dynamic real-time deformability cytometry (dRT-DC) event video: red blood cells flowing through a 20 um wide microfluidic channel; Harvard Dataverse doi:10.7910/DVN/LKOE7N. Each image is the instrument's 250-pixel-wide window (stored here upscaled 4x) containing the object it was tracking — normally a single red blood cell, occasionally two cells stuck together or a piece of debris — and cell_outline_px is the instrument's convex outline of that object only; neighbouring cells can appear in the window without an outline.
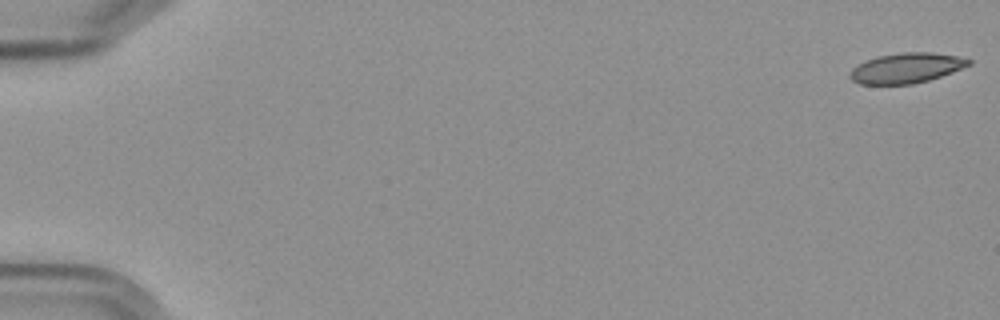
{"species": "Egyptian fruit bat (a non-hibernating species)", "species_latin": "Rousettus aegyptiacus", "temperature_condition": "cold", "stored_images_in_passage": 10, "camera_frame_rate_fps": 3000, "um_per_image_px": 0.085, "frame": {"image": 1, "passage_image": 1, "time_ms": 0.0, "image_size_px": [1000, 320], "cell_outline_px": [[972, 64], [952, 72], [928, 80], [912, 84], [860, 84], [852, 80], [848, 76], [848, 72], [856, 64], [864, 60], [876, 56], [900, 52], [932, 52], [956, 56], [972, 60]], "centroid_in_image_um": [76.98, 5.77], "position_along_channel_um": 8.0, "area_um2": 21.04}}